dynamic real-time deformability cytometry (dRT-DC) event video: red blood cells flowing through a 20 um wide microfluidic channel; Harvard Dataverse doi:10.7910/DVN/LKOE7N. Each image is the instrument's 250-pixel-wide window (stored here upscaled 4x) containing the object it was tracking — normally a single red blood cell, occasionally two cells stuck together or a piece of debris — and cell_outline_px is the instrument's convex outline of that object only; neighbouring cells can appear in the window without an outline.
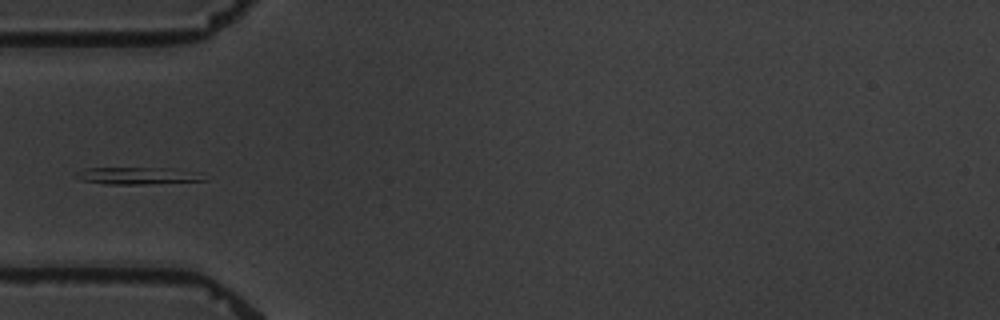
{"species": "common noctule bat (a hibernating species)", "species_latin": "Nyctalus noctula", "temperature_condition": "warm", "stored_images_in_passage": 6, "camera_frame_rate_fps": 3000, "um_per_image_px": 0.085, "animal": {"sex": "male", "body_mass_g": 19.5, "forearm_length_mm": 54.6}, "frame": {"image": 1, "passage_image": 1, "time_ms": 0.0, "image_size_px": [1000, 320], "cell_outline_px": [[208, 180], [144, 184], [104, 184], [80, 180], [72, 172], [84, 168], [172, 168], [200, 172]], "centroid_in_image_um": [11.67, 14.93], "position_along_channel_um": 73.3, "area_um2": 12.95}}
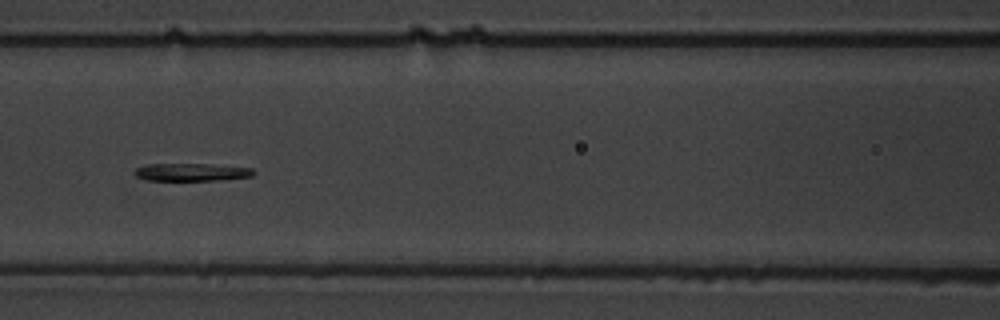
{"frame": {"image": 2, "passage_image": 3, "time_ms": 2.333, "image_size_px": [1000, 320], "cell_outline_px": [[256, 172], [252, 176], [216, 180], [148, 180], [136, 176], [132, 172], [136, 168], [148, 164], [212, 164], [252, 168]], "centroid_in_image_um": [16.27, 14.62], "position_along_channel_um": 150.3, "area_um2": 12.2}}
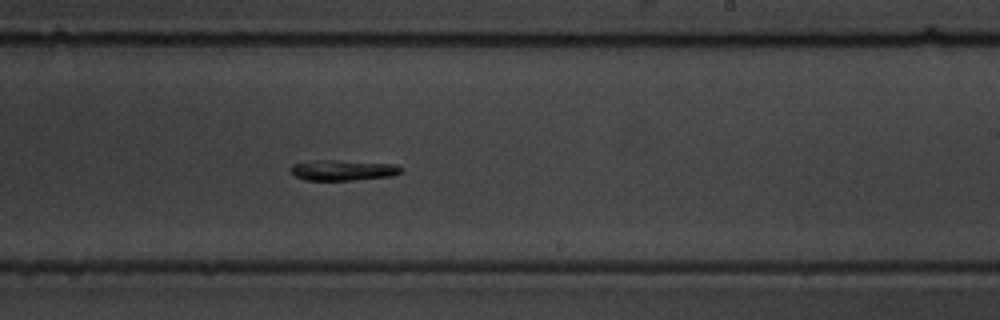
{"frame": {"image": 3, "passage_image": 6, "time_ms": 5.667, "image_size_px": [1000, 320], "cell_outline_px": [[404, 168], [400, 172], [392, 176], [352, 180], [304, 180], [296, 176], [292, 172], [292, 164], [320, 160], [336, 160], [392, 164]], "centroid_in_image_um": [29.17, 14.47], "position_along_channel_um": 259.8, "area_um2": 12.95}}